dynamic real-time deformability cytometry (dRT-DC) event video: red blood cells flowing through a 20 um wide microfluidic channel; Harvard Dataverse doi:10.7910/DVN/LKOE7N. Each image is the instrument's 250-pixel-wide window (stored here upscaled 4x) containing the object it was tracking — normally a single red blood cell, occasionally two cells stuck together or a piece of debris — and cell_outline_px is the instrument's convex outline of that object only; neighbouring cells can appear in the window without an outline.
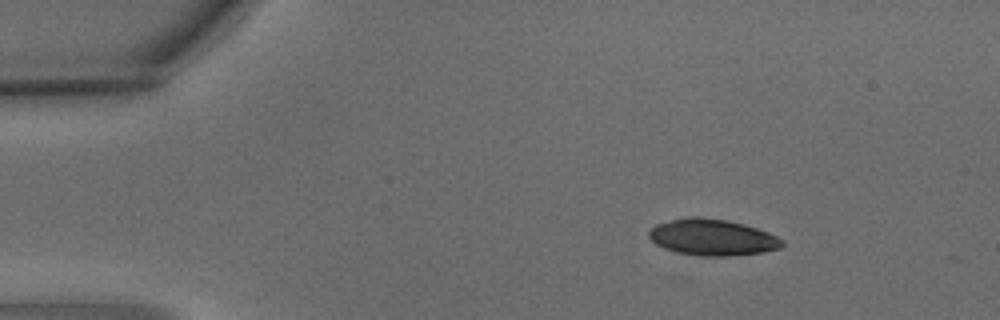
{"species": "common noctule bat (a hibernating species)", "species_latin": "Nyctalus noctula", "temperature_condition": "warm", "stored_images_in_passage": 3, "camera_frame_rate_fps": 3000, "um_per_image_px": 0.085, "animal": {"sex": "male", "body_mass_g": 15.6}, "frame": {"image": 1, "passage_image": 2, "time_ms": 0.333, "image_size_px": [1000, 320], "cell_outline_px": [[784, 244], [780, 248], [764, 252], [728, 256], [700, 256], [676, 252], [664, 248], [656, 244], [648, 236], [648, 232], [656, 224], [684, 216], [696, 216], [728, 220], [744, 224], [768, 232], [784, 240]], "centroid_in_image_um": [60.54, 20.16], "position_along_channel_um": 24.5, "area_um2": 28.38}}